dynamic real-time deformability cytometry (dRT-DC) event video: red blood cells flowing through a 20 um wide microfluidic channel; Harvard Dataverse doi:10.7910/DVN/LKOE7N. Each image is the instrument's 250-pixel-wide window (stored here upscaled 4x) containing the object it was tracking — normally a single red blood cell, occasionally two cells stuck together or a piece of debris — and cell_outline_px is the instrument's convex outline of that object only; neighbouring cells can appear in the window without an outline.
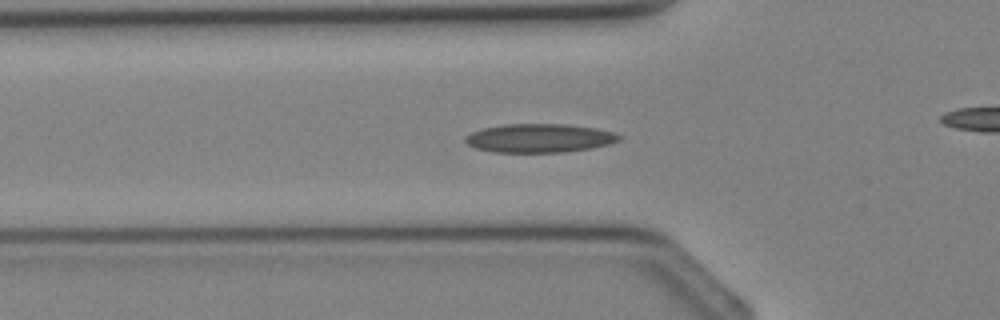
{"species": "Egyptian fruit bat (a non-hibernating species)", "species_latin": "Rousettus aegyptiacus", "temperature_condition": "cold", "stored_images_in_passage": 37, "camera_frame_rate_fps": 3000, "um_per_image_px": 0.085, "animal": {"sex": "female"}, "frame": {"image": 1, "passage_image": 12, "time_ms": 3.667, "image_size_px": [1000, 320], "cell_outline_px": [[624, 136], [620, 140], [608, 144], [592, 148], [564, 152], [492, 152], [476, 148], [468, 144], [464, 140], [464, 136], [472, 132], [484, 128], [508, 124], [564, 124], [596, 128], [612, 132]], "centroid_in_image_um": [45.86, 11.74], "position_along_channel_um": 79.9, "area_um2": 25.66}}
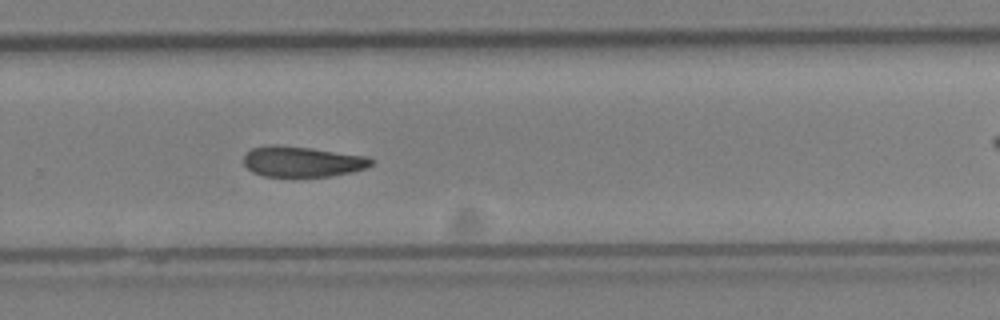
{"frame": {"image": 2, "passage_image": 24, "time_ms": 7.667, "image_size_px": [1000, 320], "cell_outline_px": [[372, 164], [364, 168], [352, 172], [332, 176], [264, 176], [252, 172], [244, 164], [244, 156], [252, 148], [268, 144], [276, 144], [312, 148], [368, 156], [372, 160]], "centroid_in_image_um": [25.68, 13.72], "position_along_channel_um": 304.1, "area_um2": 22.72}}
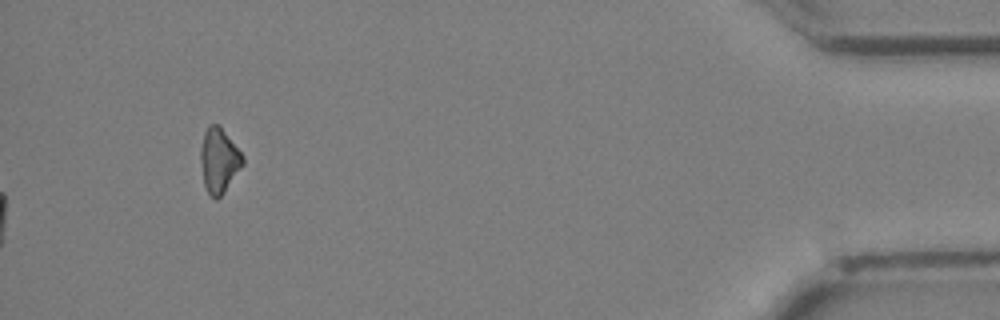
{"frame": {"image": 3, "passage_image": 37, "time_ms": 12.0, "image_size_px": [1000, 320], "cell_outline_px": [[244, 164], [224, 192], [216, 200], [208, 192], [204, 184], [200, 160], [200, 148], [204, 132], [208, 124], [216, 124], [224, 132], [244, 156]], "centroid_in_image_um": [18.6, 13.64], "position_along_channel_um": 416.6, "area_um2": 15.66}}